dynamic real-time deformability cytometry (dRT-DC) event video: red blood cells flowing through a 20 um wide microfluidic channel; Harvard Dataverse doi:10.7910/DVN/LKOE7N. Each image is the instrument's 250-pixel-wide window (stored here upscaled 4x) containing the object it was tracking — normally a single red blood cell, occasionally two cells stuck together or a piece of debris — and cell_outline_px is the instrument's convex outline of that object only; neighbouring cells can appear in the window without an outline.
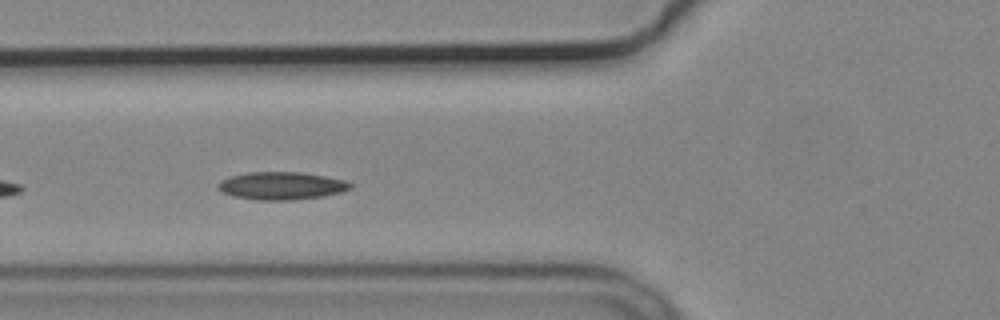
{"species": "common noctule bat (a hibernating species)", "species_latin": "Nyctalus noctula", "temperature_condition": "cold", "stored_images_in_passage": 8, "camera_frame_rate_fps": 3000, "um_per_image_px": 0.085, "animal": {"sex": "male", "body_mass_g": 19.2, "forearm_length_mm": 51.8}, "frame": {"image": 1, "passage_image": 5, "time_ms": 1.333, "image_size_px": [1000, 320], "cell_outline_px": [[352, 188], [340, 192], [324, 196], [292, 200], [256, 200], [232, 196], [220, 192], [216, 188], [216, 184], [220, 180], [232, 176], [248, 172], [300, 172], [348, 180], [352, 184]], "centroid_in_image_um": [23.9, 15.79], "position_along_channel_um": 101.9, "area_um2": 21.62}}
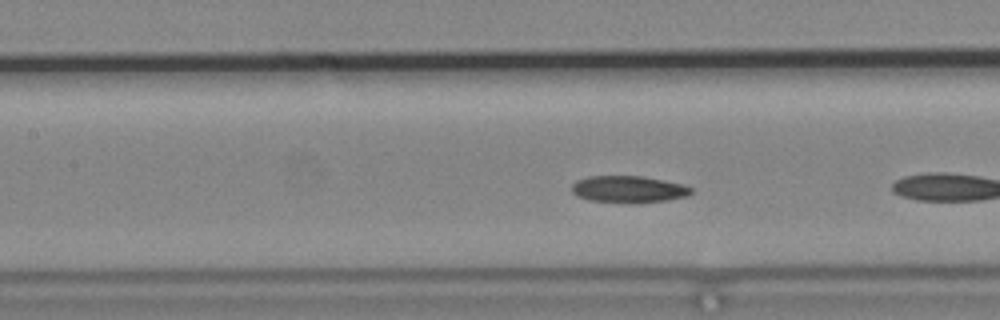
{"frame": {"image": 2, "passage_image": 7, "time_ms": 2.0, "image_size_px": [1000, 320], "cell_outline_px": [[692, 192], [688, 196], [664, 200], [628, 204], [592, 200], [580, 196], [572, 192], [572, 184], [576, 180], [588, 176], [644, 176], [684, 184], [692, 188]], "centroid_in_image_um": [53.44, 16.08], "position_along_channel_um": 154.0, "area_um2": 18.73}}